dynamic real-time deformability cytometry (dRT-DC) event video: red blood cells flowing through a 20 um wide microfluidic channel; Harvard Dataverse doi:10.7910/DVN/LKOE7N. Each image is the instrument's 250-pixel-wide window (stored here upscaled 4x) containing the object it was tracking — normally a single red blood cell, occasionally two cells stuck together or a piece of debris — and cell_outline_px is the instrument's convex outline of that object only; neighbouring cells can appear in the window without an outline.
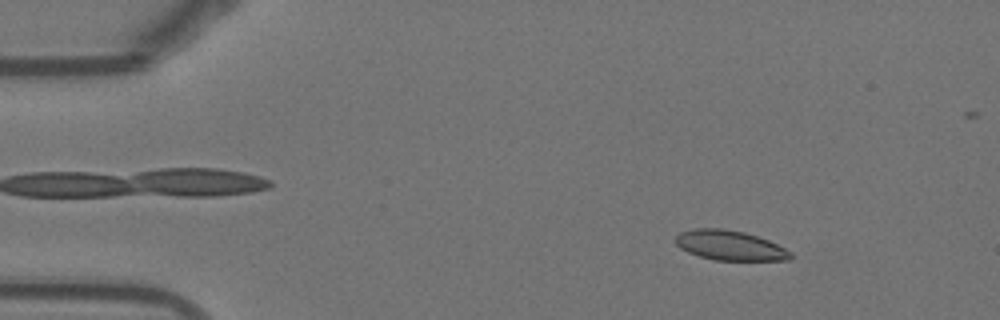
{"species": "Egyptian fruit bat (a non-hibernating species)", "species_latin": "Rousettus aegyptiacus", "temperature_condition": "warm", "stored_images_in_passage": 53, "camera_frame_rate_fps": 3000, "um_per_image_px": 0.085, "animal": {"sex": "female"}, "frame": {"image": 1, "passage_image": 7, "time_ms": 2.0, "image_size_px": [1000, 320], "cell_outline_px": [[792, 260], [716, 260], [700, 256], [688, 252], [680, 248], [676, 244], [676, 236], [680, 232], [692, 228], [724, 228], [744, 232], [768, 240], [792, 252]], "centroid_in_image_um": [62.03, 20.85], "position_along_channel_um": 23.0, "area_um2": 19.94}}
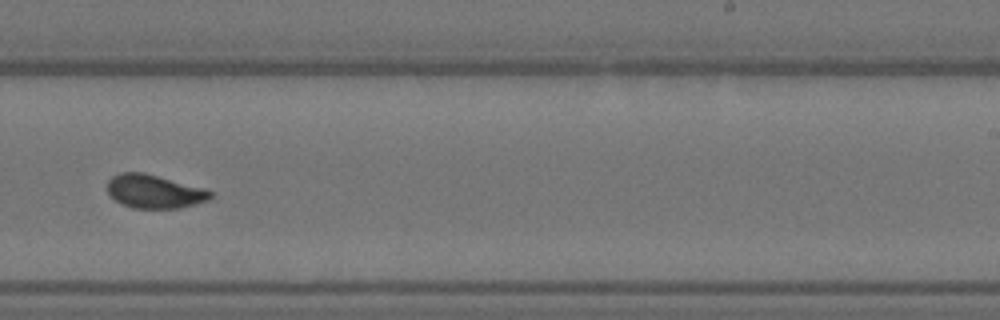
{"frame": {"image": 2, "passage_image": 33, "time_ms": 10.667, "image_size_px": [1000, 320], "cell_outline_px": [[212, 196], [208, 200], [180, 208], [132, 208], [120, 204], [108, 192], [108, 180], [112, 176], [120, 172], [144, 172], [204, 188], [212, 192]], "centroid_in_image_um": [13.1, 16.27], "position_along_channel_um": 275.9, "area_um2": 20.11}}
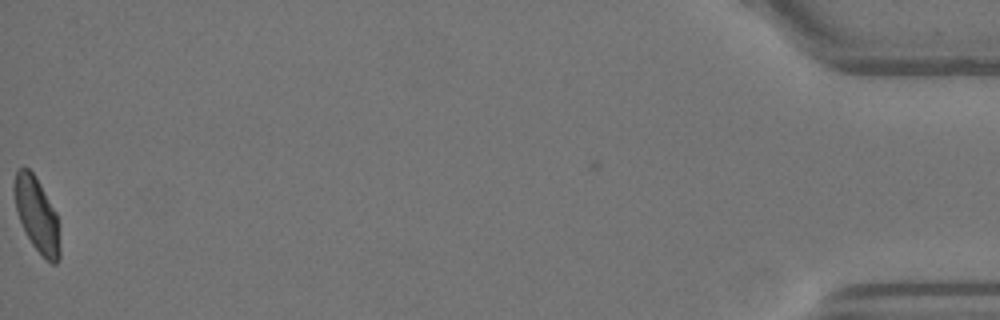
{"frame": {"image": 3, "passage_image": 53, "time_ms": 17.333, "image_size_px": [1000, 320], "cell_outline_px": [[60, 260], [56, 264], [52, 264], [32, 244], [16, 212], [12, 188], [12, 184], [16, 168], [24, 164], [36, 176], [56, 212], [60, 248]], "centroid_in_image_um": [3.09, 18.16], "position_along_channel_um": 432.1, "area_um2": 19.94}, "authors_computed_cell_mechanics": {"area_um2": 20.1144, "velocity_mm_per_s": 3.8322, "shape_relaxation_time_tau1_ms": 6.0049, "shape_relaxation_time_tau2_ms": null, "deformation_change_tau1": 0.1663, "deformation_change_tau2": null}}